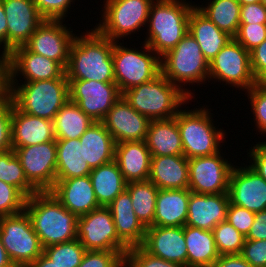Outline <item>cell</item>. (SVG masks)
Returning a JSON list of instances; mask_svg holds the SVG:
<instances>
[{
  "mask_svg": "<svg viewBox=\"0 0 266 267\" xmlns=\"http://www.w3.org/2000/svg\"><path fill=\"white\" fill-rule=\"evenodd\" d=\"M76 34L69 52L67 80H93L115 83L112 51L114 41L95 28Z\"/></svg>",
  "mask_w": 266,
  "mask_h": 267,
  "instance_id": "cell-1",
  "label": "cell"
},
{
  "mask_svg": "<svg viewBox=\"0 0 266 267\" xmlns=\"http://www.w3.org/2000/svg\"><path fill=\"white\" fill-rule=\"evenodd\" d=\"M25 211L43 248L77 239L78 216L65 208L51 191L27 198Z\"/></svg>",
  "mask_w": 266,
  "mask_h": 267,
  "instance_id": "cell-2",
  "label": "cell"
},
{
  "mask_svg": "<svg viewBox=\"0 0 266 267\" xmlns=\"http://www.w3.org/2000/svg\"><path fill=\"white\" fill-rule=\"evenodd\" d=\"M193 3L189 0H154L151 4L143 42L159 57L173 49L188 33Z\"/></svg>",
  "mask_w": 266,
  "mask_h": 267,
  "instance_id": "cell-3",
  "label": "cell"
},
{
  "mask_svg": "<svg viewBox=\"0 0 266 267\" xmlns=\"http://www.w3.org/2000/svg\"><path fill=\"white\" fill-rule=\"evenodd\" d=\"M7 95L19 111L53 121L70 99L69 82L65 73L51 80L7 83Z\"/></svg>",
  "mask_w": 266,
  "mask_h": 267,
  "instance_id": "cell-4",
  "label": "cell"
},
{
  "mask_svg": "<svg viewBox=\"0 0 266 267\" xmlns=\"http://www.w3.org/2000/svg\"><path fill=\"white\" fill-rule=\"evenodd\" d=\"M123 99L150 120L174 118L192 99L161 73L151 81L122 93Z\"/></svg>",
  "mask_w": 266,
  "mask_h": 267,
  "instance_id": "cell-5",
  "label": "cell"
},
{
  "mask_svg": "<svg viewBox=\"0 0 266 267\" xmlns=\"http://www.w3.org/2000/svg\"><path fill=\"white\" fill-rule=\"evenodd\" d=\"M197 107L199 106L188 110V106L186 108L184 105L185 109L181 108L176 114L183 145V156L187 159L219 152L224 145V139L227 138V132L214 123L213 115L215 114L211 113L213 111L211 107L209 109V105L206 103L204 106Z\"/></svg>",
  "mask_w": 266,
  "mask_h": 267,
  "instance_id": "cell-6",
  "label": "cell"
},
{
  "mask_svg": "<svg viewBox=\"0 0 266 267\" xmlns=\"http://www.w3.org/2000/svg\"><path fill=\"white\" fill-rule=\"evenodd\" d=\"M160 64L161 74L191 99H195V93L187 85L203 84L205 87L207 82L210 83L209 62L189 32L173 49L160 57Z\"/></svg>",
  "mask_w": 266,
  "mask_h": 267,
  "instance_id": "cell-7",
  "label": "cell"
},
{
  "mask_svg": "<svg viewBox=\"0 0 266 267\" xmlns=\"http://www.w3.org/2000/svg\"><path fill=\"white\" fill-rule=\"evenodd\" d=\"M119 43L114 42L112 59L115 83L121 94L161 73L160 57L145 42L141 41L142 51L133 45L132 48L126 47L124 41Z\"/></svg>",
  "mask_w": 266,
  "mask_h": 267,
  "instance_id": "cell-8",
  "label": "cell"
},
{
  "mask_svg": "<svg viewBox=\"0 0 266 267\" xmlns=\"http://www.w3.org/2000/svg\"><path fill=\"white\" fill-rule=\"evenodd\" d=\"M154 0H104L101 19L95 29L114 42H122L146 28L151 4ZM141 29V30H140ZM129 35V36H128Z\"/></svg>",
  "mask_w": 266,
  "mask_h": 267,
  "instance_id": "cell-9",
  "label": "cell"
},
{
  "mask_svg": "<svg viewBox=\"0 0 266 267\" xmlns=\"http://www.w3.org/2000/svg\"><path fill=\"white\" fill-rule=\"evenodd\" d=\"M0 239L15 267H29L43 253L39 237L25 210L0 217Z\"/></svg>",
  "mask_w": 266,
  "mask_h": 267,
  "instance_id": "cell-10",
  "label": "cell"
},
{
  "mask_svg": "<svg viewBox=\"0 0 266 267\" xmlns=\"http://www.w3.org/2000/svg\"><path fill=\"white\" fill-rule=\"evenodd\" d=\"M209 80L222 82L224 86L228 84L242 92L249 90L256 84L250 65V52L232 38L209 63Z\"/></svg>",
  "mask_w": 266,
  "mask_h": 267,
  "instance_id": "cell-11",
  "label": "cell"
},
{
  "mask_svg": "<svg viewBox=\"0 0 266 267\" xmlns=\"http://www.w3.org/2000/svg\"><path fill=\"white\" fill-rule=\"evenodd\" d=\"M224 154L221 149L212 155L188 159L190 191L200 194L228 193L234 164L232 158H226Z\"/></svg>",
  "mask_w": 266,
  "mask_h": 267,
  "instance_id": "cell-12",
  "label": "cell"
},
{
  "mask_svg": "<svg viewBox=\"0 0 266 267\" xmlns=\"http://www.w3.org/2000/svg\"><path fill=\"white\" fill-rule=\"evenodd\" d=\"M77 239L86 250H129L116 233L110 209L104 206L78 217Z\"/></svg>",
  "mask_w": 266,
  "mask_h": 267,
  "instance_id": "cell-13",
  "label": "cell"
},
{
  "mask_svg": "<svg viewBox=\"0 0 266 267\" xmlns=\"http://www.w3.org/2000/svg\"><path fill=\"white\" fill-rule=\"evenodd\" d=\"M12 149L21 162L27 180L38 191H50L56 183V139L38 145Z\"/></svg>",
  "mask_w": 266,
  "mask_h": 267,
  "instance_id": "cell-14",
  "label": "cell"
},
{
  "mask_svg": "<svg viewBox=\"0 0 266 267\" xmlns=\"http://www.w3.org/2000/svg\"><path fill=\"white\" fill-rule=\"evenodd\" d=\"M65 73L66 69L60 63L31 52L25 45L7 54V83L51 80L61 78Z\"/></svg>",
  "mask_w": 266,
  "mask_h": 267,
  "instance_id": "cell-15",
  "label": "cell"
},
{
  "mask_svg": "<svg viewBox=\"0 0 266 267\" xmlns=\"http://www.w3.org/2000/svg\"><path fill=\"white\" fill-rule=\"evenodd\" d=\"M68 82L70 100L95 122H102L112 106L122 97L116 83L93 80Z\"/></svg>",
  "mask_w": 266,
  "mask_h": 267,
  "instance_id": "cell-16",
  "label": "cell"
},
{
  "mask_svg": "<svg viewBox=\"0 0 266 267\" xmlns=\"http://www.w3.org/2000/svg\"><path fill=\"white\" fill-rule=\"evenodd\" d=\"M65 20H44L31 35L25 46L33 53L60 63L65 69L69 62V52L75 33Z\"/></svg>",
  "mask_w": 266,
  "mask_h": 267,
  "instance_id": "cell-17",
  "label": "cell"
},
{
  "mask_svg": "<svg viewBox=\"0 0 266 267\" xmlns=\"http://www.w3.org/2000/svg\"><path fill=\"white\" fill-rule=\"evenodd\" d=\"M246 163H235L229 178V202L254 213L266 209V180ZM244 165V166H243Z\"/></svg>",
  "mask_w": 266,
  "mask_h": 267,
  "instance_id": "cell-18",
  "label": "cell"
},
{
  "mask_svg": "<svg viewBox=\"0 0 266 267\" xmlns=\"http://www.w3.org/2000/svg\"><path fill=\"white\" fill-rule=\"evenodd\" d=\"M7 19V54L24 46L45 20L32 0H2Z\"/></svg>",
  "mask_w": 266,
  "mask_h": 267,
  "instance_id": "cell-19",
  "label": "cell"
},
{
  "mask_svg": "<svg viewBox=\"0 0 266 267\" xmlns=\"http://www.w3.org/2000/svg\"><path fill=\"white\" fill-rule=\"evenodd\" d=\"M150 119L138 113L121 97L108 111L102 123L115 143L144 141Z\"/></svg>",
  "mask_w": 266,
  "mask_h": 267,
  "instance_id": "cell-20",
  "label": "cell"
},
{
  "mask_svg": "<svg viewBox=\"0 0 266 267\" xmlns=\"http://www.w3.org/2000/svg\"><path fill=\"white\" fill-rule=\"evenodd\" d=\"M141 247L153 256L187 267L184 227L149 226Z\"/></svg>",
  "mask_w": 266,
  "mask_h": 267,
  "instance_id": "cell-21",
  "label": "cell"
},
{
  "mask_svg": "<svg viewBox=\"0 0 266 267\" xmlns=\"http://www.w3.org/2000/svg\"><path fill=\"white\" fill-rule=\"evenodd\" d=\"M229 206L228 193L200 194L190 191L186 224L210 230L226 221Z\"/></svg>",
  "mask_w": 266,
  "mask_h": 267,
  "instance_id": "cell-22",
  "label": "cell"
},
{
  "mask_svg": "<svg viewBox=\"0 0 266 267\" xmlns=\"http://www.w3.org/2000/svg\"><path fill=\"white\" fill-rule=\"evenodd\" d=\"M50 191L65 208L78 217L100 207L89 175L56 179V183Z\"/></svg>",
  "mask_w": 266,
  "mask_h": 267,
  "instance_id": "cell-23",
  "label": "cell"
},
{
  "mask_svg": "<svg viewBox=\"0 0 266 267\" xmlns=\"http://www.w3.org/2000/svg\"><path fill=\"white\" fill-rule=\"evenodd\" d=\"M119 239L130 249L141 246L146 227L137 218L129 192L125 189L108 206Z\"/></svg>",
  "mask_w": 266,
  "mask_h": 267,
  "instance_id": "cell-24",
  "label": "cell"
},
{
  "mask_svg": "<svg viewBox=\"0 0 266 267\" xmlns=\"http://www.w3.org/2000/svg\"><path fill=\"white\" fill-rule=\"evenodd\" d=\"M53 121L19 111L13 105L11 123L12 147H25L54 141Z\"/></svg>",
  "mask_w": 266,
  "mask_h": 267,
  "instance_id": "cell-25",
  "label": "cell"
},
{
  "mask_svg": "<svg viewBox=\"0 0 266 267\" xmlns=\"http://www.w3.org/2000/svg\"><path fill=\"white\" fill-rule=\"evenodd\" d=\"M151 157L145 141L121 142L115 145V161L127 183L148 180Z\"/></svg>",
  "mask_w": 266,
  "mask_h": 267,
  "instance_id": "cell-26",
  "label": "cell"
},
{
  "mask_svg": "<svg viewBox=\"0 0 266 267\" xmlns=\"http://www.w3.org/2000/svg\"><path fill=\"white\" fill-rule=\"evenodd\" d=\"M148 180L159 189H188V159L183 155L152 156Z\"/></svg>",
  "mask_w": 266,
  "mask_h": 267,
  "instance_id": "cell-27",
  "label": "cell"
},
{
  "mask_svg": "<svg viewBox=\"0 0 266 267\" xmlns=\"http://www.w3.org/2000/svg\"><path fill=\"white\" fill-rule=\"evenodd\" d=\"M189 189H159L151 226L184 227L188 215Z\"/></svg>",
  "mask_w": 266,
  "mask_h": 267,
  "instance_id": "cell-28",
  "label": "cell"
},
{
  "mask_svg": "<svg viewBox=\"0 0 266 267\" xmlns=\"http://www.w3.org/2000/svg\"><path fill=\"white\" fill-rule=\"evenodd\" d=\"M197 41L205 59L210 63L221 49L233 38L220 30L196 6L189 16V31Z\"/></svg>",
  "mask_w": 266,
  "mask_h": 267,
  "instance_id": "cell-29",
  "label": "cell"
},
{
  "mask_svg": "<svg viewBox=\"0 0 266 267\" xmlns=\"http://www.w3.org/2000/svg\"><path fill=\"white\" fill-rule=\"evenodd\" d=\"M79 140L91 169L115 160V140L102 122H94Z\"/></svg>",
  "mask_w": 266,
  "mask_h": 267,
  "instance_id": "cell-30",
  "label": "cell"
},
{
  "mask_svg": "<svg viewBox=\"0 0 266 267\" xmlns=\"http://www.w3.org/2000/svg\"><path fill=\"white\" fill-rule=\"evenodd\" d=\"M144 141L151 156L183 155L176 116L170 119L151 120Z\"/></svg>",
  "mask_w": 266,
  "mask_h": 267,
  "instance_id": "cell-31",
  "label": "cell"
},
{
  "mask_svg": "<svg viewBox=\"0 0 266 267\" xmlns=\"http://www.w3.org/2000/svg\"><path fill=\"white\" fill-rule=\"evenodd\" d=\"M187 267H210L220 257L212 231L184 226Z\"/></svg>",
  "mask_w": 266,
  "mask_h": 267,
  "instance_id": "cell-32",
  "label": "cell"
},
{
  "mask_svg": "<svg viewBox=\"0 0 266 267\" xmlns=\"http://www.w3.org/2000/svg\"><path fill=\"white\" fill-rule=\"evenodd\" d=\"M89 177L99 206L107 207L126 189L127 182L115 160L92 169Z\"/></svg>",
  "mask_w": 266,
  "mask_h": 267,
  "instance_id": "cell-33",
  "label": "cell"
},
{
  "mask_svg": "<svg viewBox=\"0 0 266 267\" xmlns=\"http://www.w3.org/2000/svg\"><path fill=\"white\" fill-rule=\"evenodd\" d=\"M56 179L88 176L92 169L84 161L83 145L79 139L56 140Z\"/></svg>",
  "mask_w": 266,
  "mask_h": 267,
  "instance_id": "cell-34",
  "label": "cell"
},
{
  "mask_svg": "<svg viewBox=\"0 0 266 267\" xmlns=\"http://www.w3.org/2000/svg\"><path fill=\"white\" fill-rule=\"evenodd\" d=\"M94 122L76 103L69 99L54 117L55 139H79Z\"/></svg>",
  "mask_w": 266,
  "mask_h": 267,
  "instance_id": "cell-35",
  "label": "cell"
},
{
  "mask_svg": "<svg viewBox=\"0 0 266 267\" xmlns=\"http://www.w3.org/2000/svg\"><path fill=\"white\" fill-rule=\"evenodd\" d=\"M195 6L212 21L220 30L228 33L233 38L240 26V8L237 0H206Z\"/></svg>",
  "mask_w": 266,
  "mask_h": 267,
  "instance_id": "cell-36",
  "label": "cell"
},
{
  "mask_svg": "<svg viewBox=\"0 0 266 267\" xmlns=\"http://www.w3.org/2000/svg\"><path fill=\"white\" fill-rule=\"evenodd\" d=\"M126 190L131 196L133 210L137 218L146 228L151 226L154 221L159 188L150 180H146L128 182Z\"/></svg>",
  "mask_w": 266,
  "mask_h": 267,
  "instance_id": "cell-37",
  "label": "cell"
},
{
  "mask_svg": "<svg viewBox=\"0 0 266 267\" xmlns=\"http://www.w3.org/2000/svg\"><path fill=\"white\" fill-rule=\"evenodd\" d=\"M0 180L18 188L27 198L38 192L27 180L13 149L0 152Z\"/></svg>",
  "mask_w": 266,
  "mask_h": 267,
  "instance_id": "cell-38",
  "label": "cell"
},
{
  "mask_svg": "<svg viewBox=\"0 0 266 267\" xmlns=\"http://www.w3.org/2000/svg\"><path fill=\"white\" fill-rule=\"evenodd\" d=\"M86 251L79 239L43 248V254L58 267H78Z\"/></svg>",
  "mask_w": 266,
  "mask_h": 267,
  "instance_id": "cell-39",
  "label": "cell"
},
{
  "mask_svg": "<svg viewBox=\"0 0 266 267\" xmlns=\"http://www.w3.org/2000/svg\"><path fill=\"white\" fill-rule=\"evenodd\" d=\"M212 233L220 255L241 254L246 237L230 223L220 222L212 229Z\"/></svg>",
  "mask_w": 266,
  "mask_h": 267,
  "instance_id": "cell-40",
  "label": "cell"
},
{
  "mask_svg": "<svg viewBox=\"0 0 266 267\" xmlns=\"http://www.w3.org/2000/svg\"><path fill=\"white\" fill-rule=\"evenodd\" d=\"M27 197L16 187L0 180V217L25 210Z\"/></svg>",
  "mask_w": 266,
  "mask_h": 267,
  "instance_id": "cell-41",
  "label": "cell"
},
{
  "mask_svg": "<svg viewBox=\"0 0 266 267\" xmlns=\"http://www.w3.org/2000/svg\"><path fill=\"white\" fill-rule=\"evenodd\" d=\"M250 102L253 123L257 129V135L266 136V90L258 87L256 84L245 91ZM258 130V131H257Z\"/></svg>",
  "mask_w": 266,
  "mask_h": 267,
  "instance_id": "cell-42",
  "label": "cell"
},
{
  "mask_svg": "<svg viewBox=\"0 0 266 267\" xmlns=\"http://www.w3.org/2000/svg\"><path fill=\"white\" fill-rule=\"evenodd\" d=\"M126 252L87 250L78 267H124Z\"/></svg>",
  "mask_w": 266,
  "mask_h": 267,
  "instance_id": "cell-43",
  "label": "cell"
},
{
  "mask_svg": "<svg viewBox=\"0 0 266 267\" xmlns=\"http://www.w3.org/2000/svg\"><path fill=\"white\" fill-rule=\"evenodd\" d=\"M124 267H185L151 255L141 246L130 248L124 256Z\"/></svg>",
  "mask_w": 266,
  "mask_h": 267,
  "instance_id": "cell-44",
  "label": "cell"
},
{
  "mask_svg": "<svg viewBox=\"0 0 266 267\" xmlns=\"http://www.w3.org/2000/svg\"><path fill=\"white\" fill-rule=\"evenodd\" d=\"M45 20H65L76 0H32ZM71 7V8H70Z\"/></svg>",
  "mask_w": 266,
  "mask_h": 267,
  "instance_id": "cell-45",
  "label": "cell"
},
{
  "mask_svg": "<svg viewBox=\"0 0 266 267\" xmlns=\"http://www.w3.org/2000/svg\"><path fill=\"white\" fill-rule=\"evenodd\" d=\"M13 102L5 94L0 99V152L12 149L11 123H12Z\"/></svg>",
  "mask_w": 266,
  "mask_h": 267,
  "instance_id": "cell-46",
  "label": "cell"
},
{
  "mask_svg": "<svg viewBox=\"0 0 266 267\" xmlns=\"http://www.w3.org/2000/svg\"><path fill=\"white\" fill-rule=\"evenodd\" d=\"M234 38L250 52L266 39V24H240Z\"/></svg>",
  "mask_w": 266,
  "mask_h": 267,
  "instance_id": "cell-47",
  "label": "cell"
},
{
  "mask_svg": "<svg viewBox=\"0 0 266 267\" xmlns=\"http://www.w3.org/2000/svg\"><path fill=\"white\" fill-rule=\"evenodd\" d=\"M255 214L229 202L226 221L234 226L243 236L247 237L255 220Z\"/></svg>",
  "mask_w": 266,
  "mask_h": 267,
  "instance_id": "cell-48",
  "label": "cell"
},
{
  "mask_svg": "<svg viewBox=\"0 0 266 267\" xmlns=\"http://www.w3.org/2000/svg\"><path fill=\"white\" fill-rule=\"evenodd\" d=\"M252 267H266V239H245L240 254Z\"/></svg>",
  "mask_w": 266,
  "mask_h": 267,
  "instance_id": "cell-49",
  "label": "cell"
},
{
  "mask_svg": "<svg viewBox=\"0 0 266 267\" xmlns=\"http://www.w3.org/2000/svg\"><path fill=\"white\" fill-rule=\"evenodd\" d=\"M252 144L249 152L247 153L248 158L246 163L253 168L263 179L266 180V141L261 140ZM249 160V161H248Z\"/></svg>",
  "mask_w": 266,
  "mask_h": 267,
  "instance_id": "cell-50",
  "label": "cell"
},
{
  "mask_svg": "<svg viewBox=\"0 0 266 267\" xmlns=\"http://www.w3.org/2000/svg\"><path fill=\"white\" fill-rule=\"evenodd\" d=\"M266 24V6L261 2L242 5L240 24Z\"/></svg>",
  "mask_w": 266,
  "mask_h": 267,
  "instance_id": "cell-51",
  "label": "cell"
},
{
  "mask_svg": "<svg viewBox=\"0 0 266 267\" xmlns=\"http://www.w3.org/2000/svg\"><path fill=\"white\" fill-rule=\"evenodd\" d=\"M250 65L255 79L266 70V39L250 51Z\"/></svg>",
  "mask_w": 266,
  "mask_h": 267,
  "instance_id": "cell-52",
  "label": "cell"
},
{
  "mask_svg": "<svg viewBox=\"0 0 266 267\" xmlns=\"http://www.w3.org/2000/svg\"><path fill=\"white\" fill-rule=\"evenodd\" d=\"M247 240L266 239V209L255 214V220L248 233Z\"/></svg>",
  "mask_w": 266,
  "mask_h": 267,
  "instance_id": "cell-53",
  "label": "cell"
},
{
  "mask_svg": "<svg viewBox=\"0 0 266 267\" xmlns=\"http://www.w3.org/2000/svg\"><path fill=\"white\" fill-rule=\"evenodd\" d=\"M210 267H252L240 254L220 255Z\"/></svg>",
  "mask_w": 266,
  "mask_h": 267,
  "instance_id": "cell-54",
  "label": "cell"
},
{
  "mask_svg": "<svg viewBox=\"0 0 266 267\" xmlns=\"http://www.w3.org/2000/svg\"><path fill=\"white\" fill-rule=\"evenodd\" d=\"M0 48L7 54V19L2 0H0Z\"/></svg>",
  "mask_w": 266,
  "mask_h": 267,
  "instance_id": "cell-55",
  "label": "cell"
},
{
  "mask_svg": "<svg viewBox=\"0 0 266 267\" xmlns=\"http://www.w3.org/2000/svg\"><path fill=\"white\" fill-rule=\"evenodd\" d=\"M0 91H7V54L4 52L0 53Z\"/></svg>",
  "mask_w": 266,
  "mask_h": 267,
  "instance_id": "cell-56",
  "label": "cell"
},
{
  "mask_svg": "<svg viewBox=\"0 0 266 267\" xmlns=\"http://www.w3.org/2000/svg\"><path fill=\"white\" fill-rule=\"evenodd\" d=\"M29 267H58L43 253Z\"/></svg>",
  "mask_w": 266,
  "mask_h": 267,
  "instance_id": "cell-57",
  "label": "cell"
},
{
  "mask_svg": "<svg viewBox=\"0 0 266 267\" xmlns=\"http://www.w3.org/2000/svg\"><path fill=\"white\" fill-rule=\"evenodd\" d=\"M0 267H15L0 239Z\"/></svg>",
  "mask_w": 266,
  "mask_h": 267,
  "instance_id": "cell-58",
  "label": "cell"
},
{
  "mask_svg": "<svg viewBox=\"0 0 266 267\" xmlns=\"http://www.w3.org/2000/svg\"><path fill=\"white\" fill-rule=\"evenodd\" d=\"M256 85L266 90V70L256 79Z\"/></svg>",
  "mask_w": 266,
  "mask_h": 267,
  "instance_id": "cell-59",
  "label": "cell"
},
{
  "mask_svg": "<svg viewBox=\"0 0 266 267\" xmlns=\"http://www.w3.org/2000/svg\"><path fill=\"white\" fill-rule=\"evenodd\" d=\"M239 2V4L242 5H247V4H254V3H258L261 2V0H237Z\"/></svg>",
  "mask_w": 266,
  "mask_h": 267,
  "instance_id": "cell-60",
  "label": "cell"
},
{
  "mask_svg": "<svg viewBox=\"0 0 266 267\" xmlns=\"http://www.w3.org/2000/svg\"><path fill=\"white\" fill-rule=\"evenodd\" d=\"M5 94H7V91H0V99H1Z\"/></svg>",
  "mask_w": 266,
  "mask_h": 267,
  "instance_id": "cell-61",
  "label": "cell"
},
{
  "mask_svg": "<svg viewBox=\"0 0 266 267\" xmlns=\"http://www.w3.org/2000/svg\"><path fill=\"white\" fill-rule=\"evenodd\" d=\"M261 3L266 6V0H261Z\"/></svg>",
  "mask_w": 266,
  "mask_h": 267,
  "instance_id": "cell-62",
  "label": "cell"
}]
</instances>
